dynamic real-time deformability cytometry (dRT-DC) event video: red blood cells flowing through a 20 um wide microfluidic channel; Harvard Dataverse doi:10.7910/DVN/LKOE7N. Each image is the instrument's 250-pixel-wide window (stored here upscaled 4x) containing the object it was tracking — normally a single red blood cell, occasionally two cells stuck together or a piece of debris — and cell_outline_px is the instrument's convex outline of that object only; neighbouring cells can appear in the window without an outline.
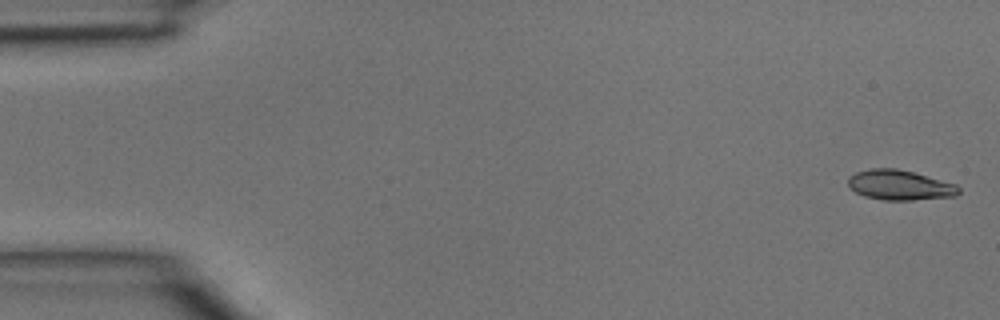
{"species": "common noctule bat (a hibernating species)", "species_latin": "Nyctalus noctula", "temperature_condition": "room temperature", "stored_images_in_passage": 5, "camera_frame_rate_fps": 3000, "um_per_image_px": 0.085, "animal": {"sex": "male", "body_mass_g": 15.6}, "frame": {"image": 1, "passage_image": 1, "time_ms": 0.0, "image_size_px": [1000, 320], "cell_outline_px": [[960, 192], [956, 196], [912, 200], [884, 200], [864, 196], [856, 192], [848, 184], [848, 176], [856, 172], [872, 168], [896, 168], [912, 172], [956, 184], [960, 188]], "centroid_in_image_um": [76.48, 15.73], "position_along_channel_um": 8.5, "area_um2": 19.25}}
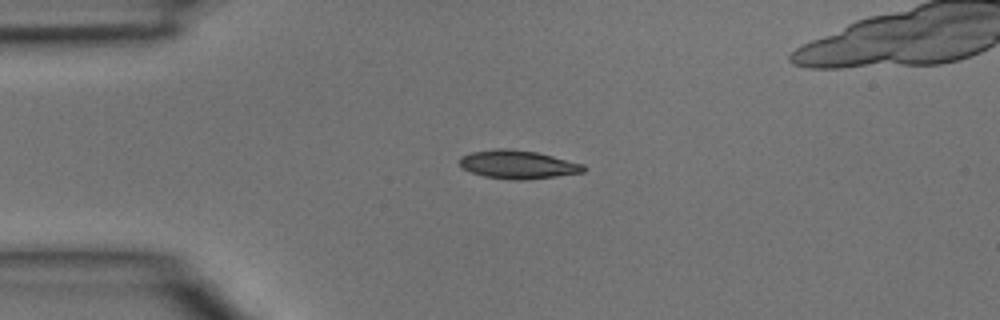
{"frame": {"image": 2, "passage_image": 3, "time_ms": 0.667, "image_size_px": [1000, 320], "cell_outline_px": [[588, 168], [584, 172], [556, 176], [520, 180], [512, 180], [484, 176], [472, 172], [464, 168], [460, 164], [460, 156], [472, 152], [496, 148], [508, 148], [536, 152], [584, 164]], "centroid_in_image_um": [44.04, 13.97], "position_along_channel_um": 41.0, "area_um2": 20.4}}